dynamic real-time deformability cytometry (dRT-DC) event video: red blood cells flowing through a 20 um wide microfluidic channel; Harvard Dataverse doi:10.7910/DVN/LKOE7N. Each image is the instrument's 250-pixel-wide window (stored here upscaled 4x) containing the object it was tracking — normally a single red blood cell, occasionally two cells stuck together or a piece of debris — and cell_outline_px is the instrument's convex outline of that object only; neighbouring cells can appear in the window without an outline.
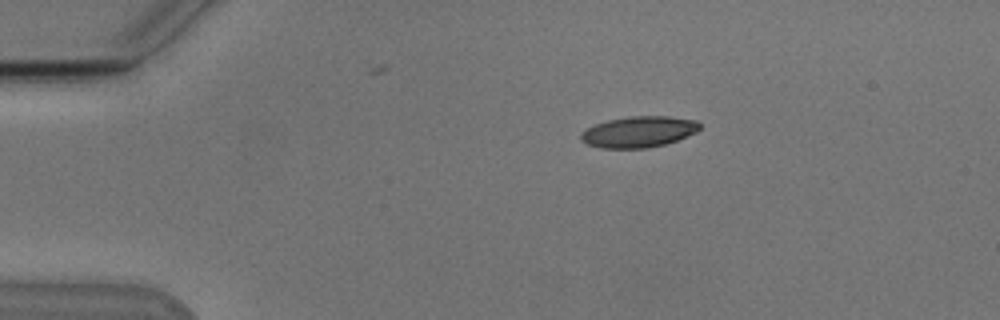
{"species": "Egyptian fruit bat (a non-hibernating species)", "species_latin": "Rousettus aegyptiacus", "temperature_condition": "cold", "stored_images_in_passage": 4, "camera_frame_rate_fps": 3000, "um_per_image_px": 0.085, "animal": {"sex": "male"}, "frame": {"image": 1, "passage_image": 1, "time_ms": 0.0, "image_size_px": [1000, 320], "cell_outline_px": [[700, 128], [696, 132], [676, 140], [664, 144], [648, 148], [600, 148], [588, 144], [580, 140], [580, 132], [596, 124], [608, 120], [628, 116], [668, 116], [696, 120], [700, 124]], "centroid_in_image_um": [54.27, 11.2], "position_along_channel_um": 30.7, "area_um2": 21.44}}
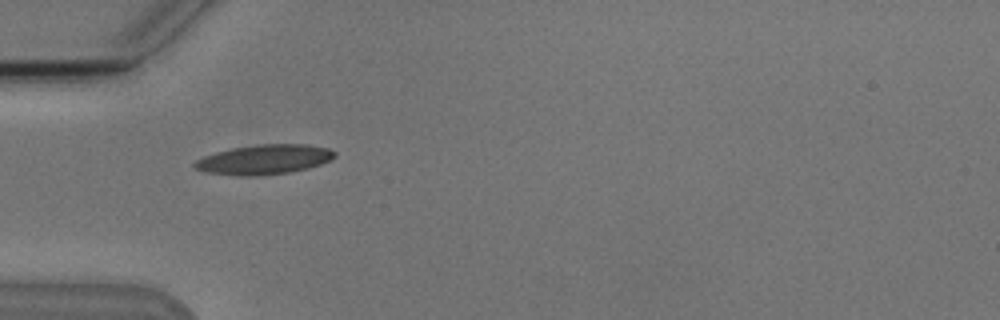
{"frame": {"image": 2, "passage_image": 3, "time_ms": 2.333, "image_size_px": [1000, 320], "cell_outline_px": [[336, 156], [320, 164], [308, 168], [292, 172], [252, 176], [244, 176], [208, 172], [196, 168], [192, 164], [196, 160], [204, 156], [216, 152], [232, 148], [260, 144], [304, 144], [328, 148], [336, 152]], "centroid_in_image_um": [22.47, 13.55], "position_along_channel_um": 62.5, "area_um2": 23.99}}